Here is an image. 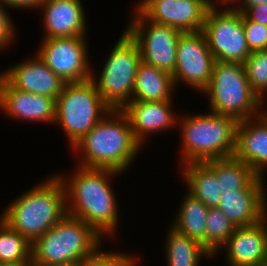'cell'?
Here are the masks:
<instances>
[{"label": "cell", "instance_id": "obj_1", "mask_svg": "<svg viewBox=\"0 0 267 266\" xmlns=\"http://www.w3.org/2000/svg\"><path fill=\"white\" fill-rule=\"evenodd\" d=\"M118 174L122 173L77 165L70 178L58 175L65 187L67 214L90 225L104 239L117 234L119 207L110 181Z\"/></svg>", "mask_w": 267, "mask_h": 266}, {"label": "cell", "instance_id": "obj_2", "mask_svg": "<svg viewBox=\"0 0 267 266\" xmlns=\"http://www.w3.org/2000/svg\"><path fill=\"white\" fill-rule=\"evenodd\" d=\"M143 146L122 110H111L72 148L78 166L124 173Z\"/></svg>", "mask_w": 267, "mask_h": 266}, {"label": "cell", "instance_id": "obj_3", "mask_svg": "<svg viewBox=\"0 0 267 266\" xmlns=\"http://www.w3.org/2000/svg\"><path fill=\"white\" fill-rule=\"evenodd\" d=\"M58 174L20 194L0 216L31 244L67 214L65 187Z\"/></svg>", "mask_w": 267, "mask_h": 266}, {"label": "cell", "instance_id": "obj_4", "mask_svg": "<svg viewBox=\"0 0 267 266\" xmlns=\"http://www.w3.org/2000/svg\"><path fill=\"white\" fill-rule=\"evenodd\" d=\"M181 164L233 157L238 121L208 111L178 116Z\"/></svg>", "mask_w": 267, "mask_h": 266}, {"label": "cell", "instance_id": "obj_5", "mask_svg": "<svg viewBox=\"0 0 267 266\" xmlns=\"http://www.w3.org/2000/svg\"><path fill=\"white\" fill-rule=\"evenodd\" d=\"M103 239L90 225L66 214L32 243L31 264L75 266L91 255Z\"/></svg>", "mask_w": 267, "mask_h": 266}, {"label": "cell", "instance_id": "obj_6", "mask_svg": "<svg viewBox=\"0 0 267 266\" xmlns=\"http://www.w3.org/2000/svg\"><path fill=\"white\" fill-rule=\"evenodd\" d=\"M201 93L209 100V112L238 122L261 115V100L251 89L243 63L215 60L210 82Z\"/></svg>", "mask_w": 267, "mask_h": 266}, {"label": "cell", "instance_id": "obj_7", "mask_svg": "<svg viewBox=\"0 0 267 266\" xmlns=\"http://www.w3.org/2000/svg\"><path fill=\"white\" fill-rule=\"evenodd\" d=\"M55 109L54 124L62 127L71 148L112 110L91 79L66 83Z\"/></svg>", "mask_w": 267, "mask_h": 266}, {"label": "cell", "instance_id": "obj_8", "mask_svg": "<svg viewBox=\"0 0 267 266\" xmlns=\"http://www.w3.org/2000/svg\"><path fill=\"white\" fill-rule=\"evenodd\" d=\"M121 34L105 60L100 78L93 71L90 78L113 110H122L132 101L135 77L142 61L137 43L125 30Z\"/></svg>", "mask_w": 267, "mask_h": 266}, {"label": "cell", "instance_id": "obj_9", "mask_svg": "<svg viewBox=\"0 0 267 266\" xmlns=\"http://www.w3.org/2000/svg\"><path fill=\"white\" fill-rule=\"evenodd\" d=\"M133 13L124 30L137 43L142 61L172 75L182 31L148 20L136 7Z\"/></svg>", "mask_w": 267, "mask_h": 266}, {"label": "cell", "instance_id": "obj_10", "mask_svg": "<svg viewBox=\"0 0 267 266\" xmlns=\"http://www.w3.org/2000/svg\"><path fill=\"white\" fill-rule=\"evenodd\" d=\"M202 31L215 60L244 63L251 54L242 13L232 6L208 9Z\"/></svg>", "mask_w": 267, "mask_h": 266}, {"label": "cell", "instance_id": "obj_11", "mask_svg": "<svg viewBox=\"0 0 267 266\" xmlns=\"http://www.w3.org/2000/svg\"><path fill=\"white\" fill-rule=\"evenodd\" d=\"M37 55L64 82L91 78L86 36L42 38Z\"/></svg>", "mask_w": 267, "mask_h": 266}, {"label": "cell", "instance_id": "obj_12", "mask_svg": "<svg viewBox=\"0 0 267 266\" xmlns=\"http://www.w3.org/2000/svg\"><path fill=\"white\" fill-rule=\"evenodd\" d=\"M214 62L202 30L182 32L177 43L176 68L172 74L176 88L178 83H184L201 93L210 82Z\"/></svg>", "mask_w": 267, "mask_h": 266}, {"label": "cell", "instance_id": "obj_13", "mask_svg": "<svg viewBox=\"0 0 267 266\" xmlns=\"http://www.w3.org/2000/svg\"><path fill=\"white\" fill-rule=\"evenodd\" d=\"M136 6L148 20L182 32L201 31L208 10L199 0H141Z\"/></svg>", "mask_w": 267, "mask_h": 266}, {"label": "cell", "instance_id": "obj_14", "mask_svg": "<svg viewBox=\"0 0 267 266\" xmlns=\"http://www.w3.org/2000/svg\"><path fill=\"white\" fill-rule=\"evenodd\" d=\"M55 108L54 98L18 90L0 74V111L6 117L53 124Z\"/></svg>", "mask_w": 267, "mask_h": 266}, {"label": "cell", "instance_id": "obj_15", "mask_svg": "<svg viewBox=\"0 0 267 266\" xmlns=\"http://www.w3.org/2000/svg\"><path fill=\"white\" fill-rule=\"evenodd\" d=\"M227 266H263L267 262V216L254 225L236 227L219 249Z\"/></svg>", "mask_w": 267, "mask_h": 266}, {"label": "cell", "instance_id": "obj_16", "mask_svg": "<svg viewBox=\"0 0 267 266\" xmlns=\"http://www.w3.org/2000/svg\"><path fill=\"white\" fill-rule=\"evenodd\" d=\"M0 74L16 89L36 95L56 98L66 82L53 73L36 54L28 60L15 63Z\"/></svg>", "mask_w": 267, "mask_h": 266}, {"label": "cell", "instance_id": "obj_17", "mask_svg": "<svg viewBox=\"0 0 267 266\" xmlns=\"http://www.w3.org/2000/svg\"><path fill=\"white\" fill-rule=\"evenodd\" d=\"M173 101H130L122 111L130 121L136 140L144 146L147 136L176 128L178 116ZM173 107V109H172ZM169 127V128H168Z\"/></svg>", "mask_w": 267, "mask_h": 266}, {"label": "cell", "instance_id": "obj_18", "mask_svg": "<svg viewBox=\"0 0 267 266\" xmlns=\"http://www.w3.org/2000/svg\"><path fill=\"white\" fill-rule=\"evenodd\" d=\"M38 8L43 10V38L86 35V13L81 0H42Z\"/></svg>", "mask_w": 267, "mask_h": 266}, {"label": "cell", "instance_id": "obj_19", "mask_svg": "<svg viewBox=\"0 0 267 266\" xmlns=\"http://www.w3.org/2000/svg\"><path fill=\"white\" fill-rule=\"evenodd\" d=\"M233 157L250 166L258 177L265 178L267 121L262 115L238 122Z\"/></svg>", "mask_w": 267, "mask_h": 266}, {"label": "cell", "instance_id": "obj_20", "mask_svg": "<svg viewBox=\"0 0 267 266\" xmlns=\"http://www.w3.org/2000/svg\"><path fill=\"white\" fill-rule=\"evenodd\" d=\"M265 190L223 191L218 208L236 227L254 225L267 216Z\"/></svg>", "mask_w": 267, "mask_h": 266}, {"label": "cell", "instance_id": "obj_21", "mask_svg": "<svg viewBox=\"0 0 267 266\" xmlns=\"http://www.w3.org/2000/svg\"><path fill=\"white\" fill-rule=\"evenodd\" d=\"M175 87L170 73L141 61L135 77L132 101H171Z\"/></svg>", "mask_w": 267, "mask_h": 266}, {"label": "cell", "instance_id": "obj_22", "mask_svg": "<svg viewBox=\"0 0 267 266\" xmlns=\"http://www.w3.org/2000/svg\"><path fill=\"white\" fill-rule=\"evenodd\" d=\"M181 176L187 191L208 208L218 207L222 189L214 170L206 162L186 163L181 167Z\"/></svg>", "mask_w": 267, "mask_h": 266}, {"label": "cell", "instance_id": "obj_23", "mask_svg": "<svg viewBox=\"0 0 267 266\" xmlns=\"http://www.w3.org/2000/svg\"><path fill=\"white\" fill-rule=\"evenodd\" d=\"M206 163L220 180L222 191L266 188L265 178L258 177L250 166L234 157L207 160Z\"/></svg>", "mask_w": 267, "mask_h": 266}, {"label": "cell", "instance_id": "obj_24", "mask_svg": "<svg viewBox=\"0 0 267 266\" xmlns=\"http://www.w3.org/2000/svg\"><path fill=\"white\" fill-rule=\"evenodd\" d=\"M209 208L200 200L186 193L181 201L178 213L171 223L179 233L200 242L205 248L206 219Z\"/></svg>", "mask_w": 267, "mask_h": 266}, {"label": "cell", "instance_id": "obj_25", "mask_svg": "<svg viewBox=\"0 0 267 266\" xmlns=\"http://www.w3.org/2000/svg\"><path fill=\"white\" fill-rule=\"evenodd\" d=\"M166 235L165 256L168 266H200L201 258L213 256L195 239L169 227Z\"/></svg>", "mask_w": 267, "mask_h": 266}, {"label": "cell", "instance_id": "obj_26", "mask_svg": "<svg viewBox=\"0 0 267 266\" xmlns=\"http://www.w3.org/2000/svg\"><path fill=\"white\" fill-rule=\"evenodd\" d=\"M32 244L0 219V264H31Z\"/></svg>", "mask_w": 267, "mask_h": 266}, {"label": "cell", "instance_id": "obj_27", "mask_svg": "<svg viewBox=\"0 0 267 266\" xmlns=\"http://www.w3.org/2000/svg\"><path fill=\"white\" fill-rule=\"evenodd\" d=\"M236 226L218 208H209L205 229V249L214 257L233 234Z\"/></svg>", "mask_w": 267, "mask_h": 266}, {"label": "cell", "instance_id": "obj_28", "mask_svg": "<svg viewBox=\"0 0 267 266\" xmlns=\"http://www.w3.org/2000/svg\"><path fill=\"white\" fill-rule=\"evenodd\" d=\"M243 64L251 89L260 98L261 106L266 107L267 51L251 52Z\"/></svg>", "mask_w": 267, "mask_h": 266}, {"label": "cell", "instance_id": "obj_29", "mask_svg": "<svg viewBox=\"0 0 267 266\" xmlns=\"http://www.w3.org/2000/svg\"><path fill=\"white\" fill-rule=\"evenodd\" d=\"M136 255L125 254L124 252H108L101 250V245L89 256L82 259L75 266H134L139 263Z\"/></svg>", "mask_w": 267, "mask_h": 266}, {"label": "cell", "instance_id": "obj_30", "mask_svg": "<svg viewBox=\"0 0 267 266\" xmlns=\"http://www.w3.org/2000/svg\"><path fill=\"white\" fill-rule=\"evenodd\" d=\"M242 24L250 52L267 51V26L250 21L244 14Z\"/></svg>", "mask_w": 267, "mask_h": 266}, {"label": "cell", "instance_id": "obj_31", "mask_svg": "<svg viewBox=\"0 0 267 266\" xmlns=\"http://www.w3.org/2000/svg\"><path fill=\"white\" fill-rule=\"evenodd\" d=\"M7 9V6L0 1V51L4 50V48L9 49L8 47L13 45L16 39L14 22Z\"/></svg>", "mask_w": 267, "mask_h": 266}, {"label": "cell", "instance_id": "obj_32", "mask_svg": "<svg viewBox=\"0 0 267 266\" xmlns=\"http://www.w3.org/2000/svg\"><path fill=\"white\" fill-rule=\"evenodd\" d=\"M244 15L253 22L260 23L267 26V5H256L249 8Z\"/></svg>", "mask_w": 267, "mask_h": 266}, {"label": "cell", "instance_id": "obj_33", "mask_svg": "<svg viewBox=\"0 0 267 266\" xmlns=\"http://www.w3.org/2000/svg\"><path fill=\"white\" fill-rule=\"evenodd\" d=\"M7 8L12 9H34L35 10L39 7L42 0H0Z\"/></svg>", "mask_w": 267, "mask_h": 266}, {"label": "cell", "instance_id": "obj_34", "mask_svg": "<svg viewBox=\"0 0 267 266\" xmlns=\"http://www.w3.org/2000/svg\"><path fill=\"white\" fill-rule=\"evenodd\" d=\"M259 4L267 5V0H238L232 7L244 14L249 8Z\"/></svg>", "mask_w": 267, "mask_h": 266}, {"label": "cell", "instance_id": "obj_35", "mask_svg": "<svg viewBox=\"0 0 267 266\" xmlns=\"http://www.w3.org/2000/svg\"><path fill=\"white\" fill-rule=\"evenodd\" d=\"M214 1H216V5H217V7L219 6H221L222 7V5H223V7H225V6H233L234 5V3H236L238 0H214ZM218 2V3H217ZM219 4V5H218Z\"/></svg>", "mask_w": 267, "mask_h": 266}, {"label": "cell", "instance_id": "obj_36", "mask_svg": "<svg viewBox=\"0 0 267 266\" xmlns=\"http://www.w3.org/2000/svg\"><path fill=\"white\" fill-rule=\"evenodd\" d=\"M202 2L208 9L217 7L216 2L212 0H199Z\"/></svg>", "mask_w": 267, "mask_h": 266}, {"label": "cell", "instance_id": "obj_37", "mask_svg": "<svg viewBox=\"0 0 267 266\" xmlns=\"http://www.w3.org/2000/svg\"><path fill=\"white\" fill-rule=\"evenodd\" d=\"M0 266H31V264H0Z\"/></svg>", "mask_w": 267, "mask_h": 266}, {"label": "cell", "instance_id": "obj_38", "mask_svg": "<svg viewBox=\"0 0 267 266\" xmlns=\"http://www.w3.org/2000/svg\"><path fill=\"white\" fill-rule=\"evenodd\" d=\"M261 109H263V110H261V115L263 116V118L267 121V108H265L264 109V107L263 106H261ZM265 110V111H264Z\"/></svg>", "mask_w": 267, "mask_h": 266}, {"label": "cell", "instance_id": "obj_39", "mask_svg": "<svg viewBox=\"0 0 267 266\" xmlns=\"http://www.w3.org/2000/svg\"><path fill=\"white\" fill-rule=\"evenodd\" d=\"M31 266H50V265H32Z\"/></svg>", "mask_w": 267, "mask_h": 266}]
</instances>
